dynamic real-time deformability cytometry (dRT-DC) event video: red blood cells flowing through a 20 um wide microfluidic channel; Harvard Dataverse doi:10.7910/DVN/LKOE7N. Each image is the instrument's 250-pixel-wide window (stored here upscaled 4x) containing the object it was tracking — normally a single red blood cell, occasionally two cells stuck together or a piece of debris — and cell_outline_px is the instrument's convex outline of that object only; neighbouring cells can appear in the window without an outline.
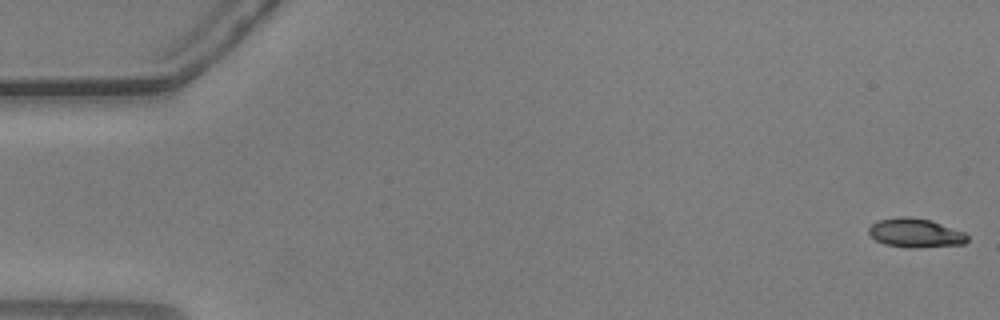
{"species": "common noctule bat (a hibernating species)", "species_latin": "Nyctalus noctula", "temperature_condition": "warm", "stored_images_in_passage": 49, "camera_frame_rate_fps": 3000, "um_per_image_px": 0.085, "animal": {"sex": "male", "body_mass_g": 20.5, "forearm_length_mm": 52.5}, "frame": {"image": 1, "passage_image": 1, "time_ms": 0.0, "image_size_px": [1000, 320], "cell_outline_px": [[968, 240], [964, 244], [916, 248], [908, 248], [884, 244], [876, 240], [868, 232], [868, 228], [872, 224], [880, 220], [896, 216], [908, 216], [932, 220], [964, 232], [968, 236]], "centroid_in_image_um": [77.82, 19.8], "position_along_channel_um": 7.2, "area_um2": 16.82}}
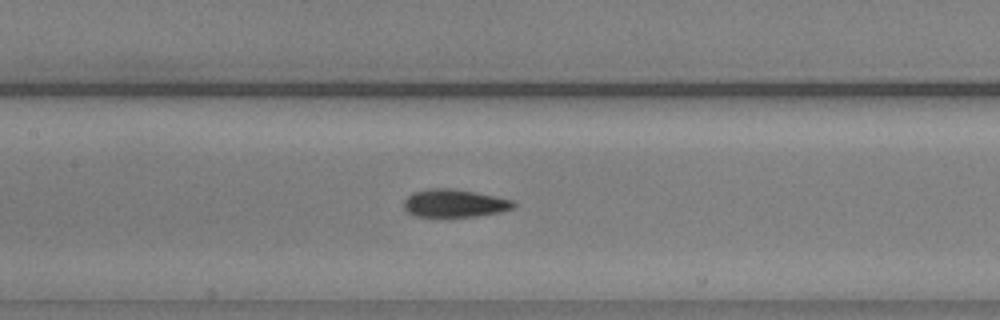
{"frame": {"image": 2, "passage_image": 26, "time_ms": 8.333, "image_size_px": [1000, 320], "cell_outline_px": [[516, 204], [512, 208], [500, 212], [476, 216], [412, 216], [404, 208], [404, 200], [412, 192], [428, 188], [452, 188], [476, 192], [512, 200]], "centroid_in_image_um": [38.59, 17.26], "position_along_channel_um": 168.8, "area_um2": 17.74}}
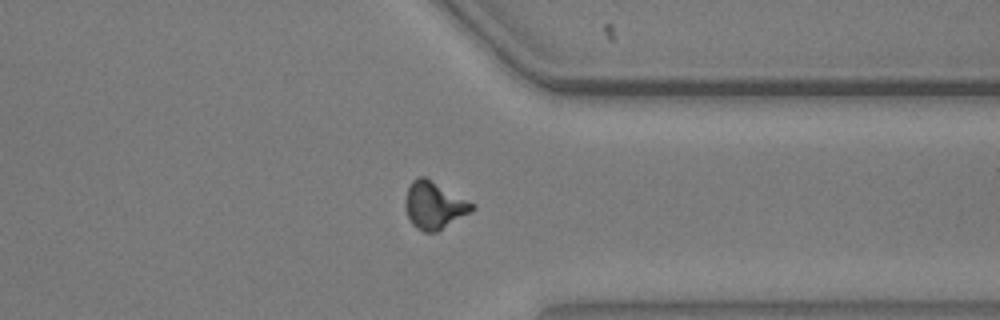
{"frame": {"image": 3, "passage_image": 43, "time_ms": 14.0, "image_size_px": [1000, 320], "cell_outline_px": [[476, 208], [472, 212], [436, 232], [424, 232], [416, 228], [412, 224], [408, 216], [404, 204], [404, 200], [408, 188], [412, 180], [420, 176], [424, 176], [476, 204]], "centroid_in_image_um": [36.92, 17.45], "position_along_channel_um": 374.5, "area_um2": 18.5}, "authors_computed_cell_mechanics": {"area_um2": 17.5134, "velocity_mm_per_s": 3.6915, "shape_relaxation_time_tau1_ms": 3.9438, "shape_relaxation_time_tau2_ms": 1.9099, "deformation_change_tau1": 0.1509, "deformation_change_tau2": 0.0892}}